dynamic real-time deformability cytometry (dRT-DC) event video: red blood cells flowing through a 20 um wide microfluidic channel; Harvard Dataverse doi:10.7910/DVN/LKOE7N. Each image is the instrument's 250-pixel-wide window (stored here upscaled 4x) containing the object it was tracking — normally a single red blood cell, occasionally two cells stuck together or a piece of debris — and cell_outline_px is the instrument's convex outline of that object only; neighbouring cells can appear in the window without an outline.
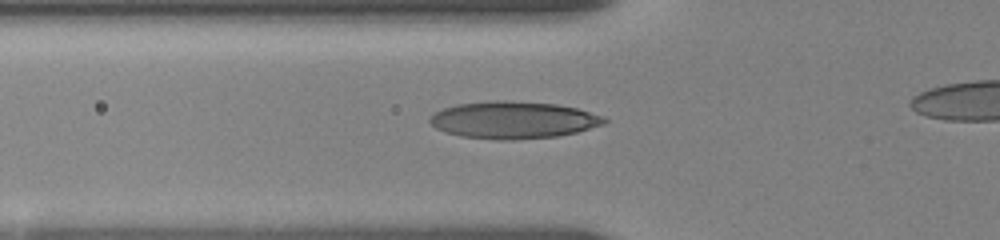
{"species": "human", "species_latin": "Homo sapiens", "temperature_condition": "room temperature", "stored_images_in_passage": 23, "segment_of_instrument_passage": [1, 2], "camera_frame_rate_fps": 3000, "um_per_image_px": 0.085, "donor": {"sex": "female"}, "frame": {"image": 1, "passage_image": 21, "time_ms": 5.0, "image_size_px": [1000, 240], "cell_outline_px": [[608, 120], [604, 124], [576, 132], [556, 136], [512, 140], [496, 140], [460, 136], [444, 132], [436, 128], [428, 120], [432, 112], [444, 108], [460, 104], [500, 100], [504, 100], [556, 104], [576, 108], [600, 116]], "centroid_in_image_um": [43.58, 10.21], "position_along_channel_um": 82.2, "area_um2": 37.51}}